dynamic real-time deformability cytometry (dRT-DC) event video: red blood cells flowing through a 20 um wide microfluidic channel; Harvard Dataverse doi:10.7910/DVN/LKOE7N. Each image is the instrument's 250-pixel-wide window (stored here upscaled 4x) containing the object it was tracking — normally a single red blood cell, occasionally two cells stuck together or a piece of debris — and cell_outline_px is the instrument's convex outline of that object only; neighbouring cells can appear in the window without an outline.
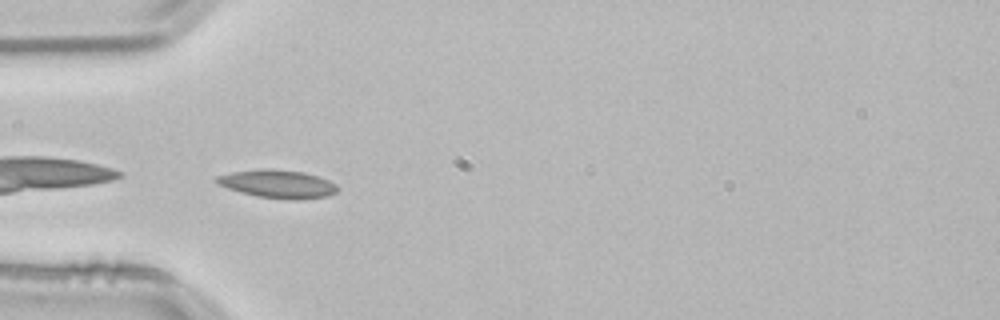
{"species": "common noctule bat (a hibernating species)", "species_latin": "Nyctalus noctula", "temperature_condition": "room temperature", "stored_images_in_passage": 23, "camera_frame_rate_fps": 3000, "um_per_image_px": 0.085, "animal": {"sex": "male", "body_mass_g": 21.5, "forearm_length_mm": 52.0}, "frame": {"image": 1, "passage_image": 1, "time_ms": 0.0, "image_size_px": [1000, 320], "cell_outline_px": [[340, 188], [336, 192], [328, 196], [300, 200], [292, 200], [256, 196], [240, 192], [228, 188], [212, 180], [216, 176], [232, 172], [260, 168], [272, 168], [304, 172], [328, 180], [336, 184]], "centroid_in_image_um": [23.61, 15.63], "position_along_channel_um": 61.4, "area_um2": 20.06}}
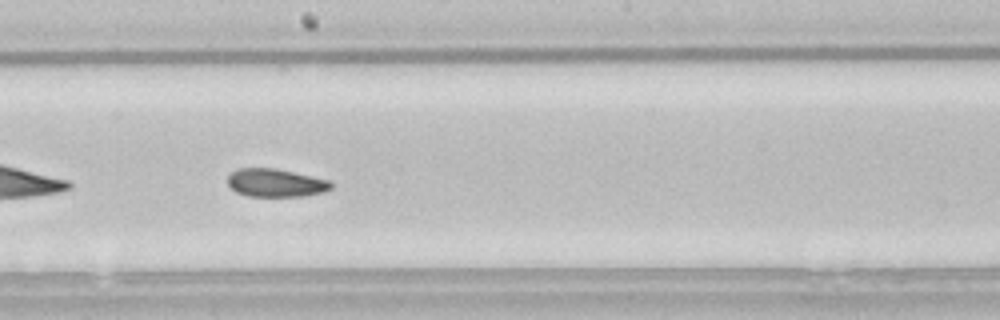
{"frame": {"image": 2, "passage_image": 14, "time_ms": 4.333, "image_size_px": [1000, 320], "cell_outline_px": [[332, 188], [324, 192], [304, 196], [248, 196], [236, 192], [228, 184], [228, 176], [236, 168], [276, 168], [328, 180], [332, 184]], "centroid_in_image_um": [23.42, 15.54], "position_along_channel_um": 224.8, "area_um2": 16.88}}